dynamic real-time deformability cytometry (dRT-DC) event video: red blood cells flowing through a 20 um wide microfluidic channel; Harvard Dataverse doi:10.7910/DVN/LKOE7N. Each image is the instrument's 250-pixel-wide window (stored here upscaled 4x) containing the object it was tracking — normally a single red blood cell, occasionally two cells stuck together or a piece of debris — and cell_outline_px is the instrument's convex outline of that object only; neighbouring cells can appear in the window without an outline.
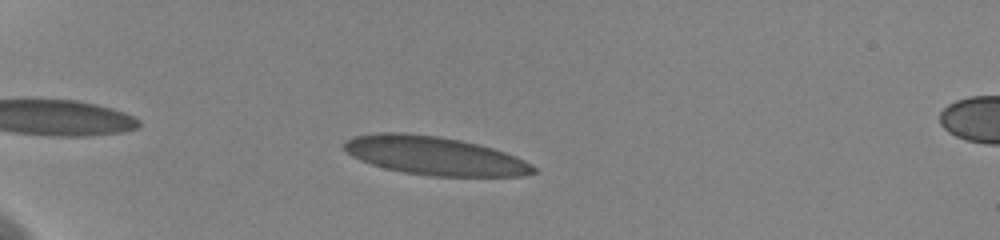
{"species": "human", "species_latin": "Homo sapiens", "temperature_condition": "cold", "stored_images_in_passage": 42, "camera_frame_rate_fps": 3000, "um_per_image_px": 0.085, "donor": {"sex": "female"}, "frame": {"image": 1, "passage_image": 7, "time_ms": 2.0, "image_size_px": [1000, 240], "cell_outline_px": [[536, 172], [524, 176], [432, 176], [404, 172], [384, 168], [360, 160], [352, 156], [344, 148], [344, 140], [352, 136], [376, 132], [400, 132], [440, 136], [460, 140], [492, 148], [516, 156], [532, 164], [536, 168]], "centroid_in_image_um": [36.92, 13.23], "position_along_channel_um": 48.1, "area_um2": 42.48}}
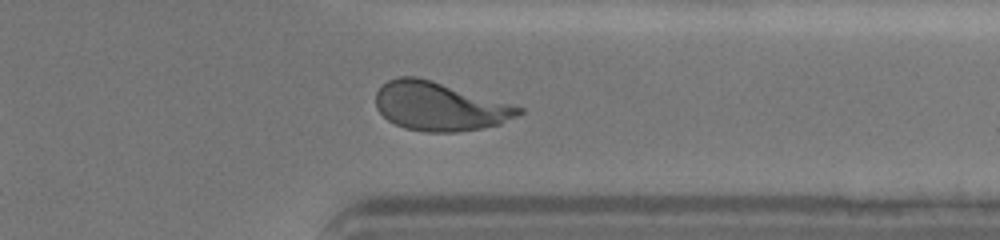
{"frame": {"image": 2, "passage_image": 38, "time_ms": 12.333, "image_size_px": [1000, 240], "cell_outline_px": [[524, 112], [500, 124], [484, 128], [456, 132], [424, 132], [404, 128], [388, 120], [376, 108], [376, 92], [388, 80], [400, 76], [416, 76], [432, 80], [524, 108]], "centroid_in_image_um": [37.35, 9.05], "position_along_channel_um": 374.0, "area_um2": 40.34}, "authors_computed_cell_mechanics": {"area_um2": 41.1536, "velocity_mm_per_s": 3.5822, "shape_relaxation_time_tau1_ms": 6.2791, "shape_relaxation_time_tau2_ms": null, "deformation_change_tau1": 0.2112, "deformation_change_tau2": null}}